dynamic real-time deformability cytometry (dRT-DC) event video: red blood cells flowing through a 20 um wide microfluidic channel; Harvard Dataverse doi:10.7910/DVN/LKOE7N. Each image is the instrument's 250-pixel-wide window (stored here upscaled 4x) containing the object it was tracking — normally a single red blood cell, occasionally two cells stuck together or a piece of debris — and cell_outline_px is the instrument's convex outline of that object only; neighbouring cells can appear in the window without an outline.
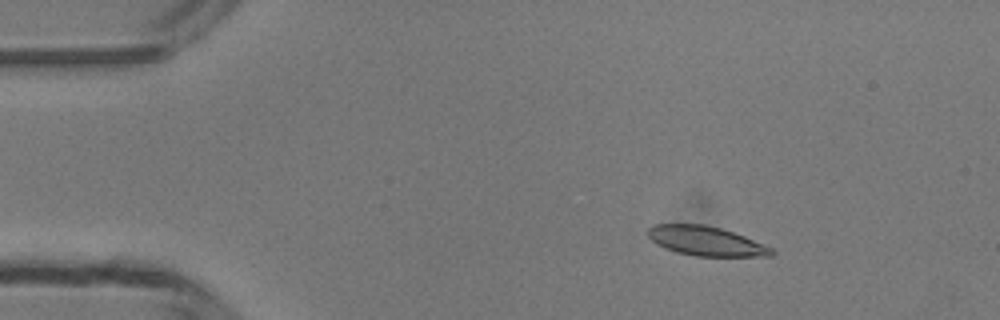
{"species": "common noctule bat (a hibernating species)", "species_latin": "Nyctalus noctula", "temperature_condition": "room temperature", "stored_images_in_passage": 49, "camera_frame_rate_fps": 3000, "um_per_image_px": 0.085, "animal": {"sex": "male", "body_mass_g": 13.3}, "frame": {"image": 1, "passage_image": 8, "time_ms": 2.333, "image_size_px": [1000, 320], "cell_outline_px": [[776, 252], [772, 256], [696, 256], [676, 252], [664, 248], [656, 244], [648, 236], [648, 228], [656, 224], [700, 224], [720, 228], [744, 236], [772, 248]], "centroid_in_image_um": [59.99, 20.49], "position_along_channel_um": 25.0, "area_um2": 21.04}}
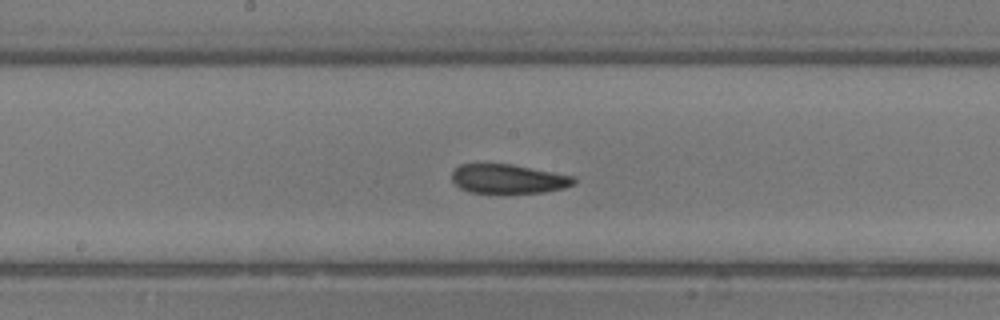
{"frame": {"image": 2, "passage_image": 26, "time_ms": 8.333, "image_size_px": [1000, 320], "cell_outline_px": [[576, 180], [572, 184], [564, 188], [544, 192], [468, 192], [460, 188], [452, 180], [452, 172], [460, 164], [512, 164], [572, 176]], "centroid_in_image_um": [43.17, 15.19], "position_along_channel_um": 205.0, "area_um2": 20.35}}
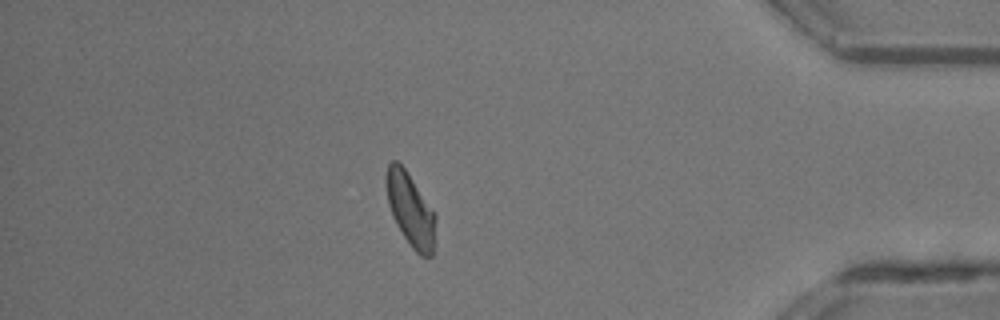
{"frame": {"image": 3, "passage_image": 43, "time_ms": 14.0, "image_size_px": [1000, 320], "cell_outline_px": [[436, 216], [432, 256], [420, 256], [412, 248], [396, 224], [392, 216], [388, 204], [388, 164], [392, 160], [396, 160], [404, 168]], "centroid_in_image_um": [34.9, 17.88], "position_along_channel_um": 400.3, "area_um2": 20.11}, "authors_computed_cell_mechanics": {"area_um2": 21.3282, "velocity_mm_per_s": 4.1925, "shape_relaxation_time_tau1_ms": 8.793, "shape_relaxation_time_tau2_ms": 2.4292, "deformation_change_tau1": 0.2058, "deformation_change_tau2": 0.0861}}